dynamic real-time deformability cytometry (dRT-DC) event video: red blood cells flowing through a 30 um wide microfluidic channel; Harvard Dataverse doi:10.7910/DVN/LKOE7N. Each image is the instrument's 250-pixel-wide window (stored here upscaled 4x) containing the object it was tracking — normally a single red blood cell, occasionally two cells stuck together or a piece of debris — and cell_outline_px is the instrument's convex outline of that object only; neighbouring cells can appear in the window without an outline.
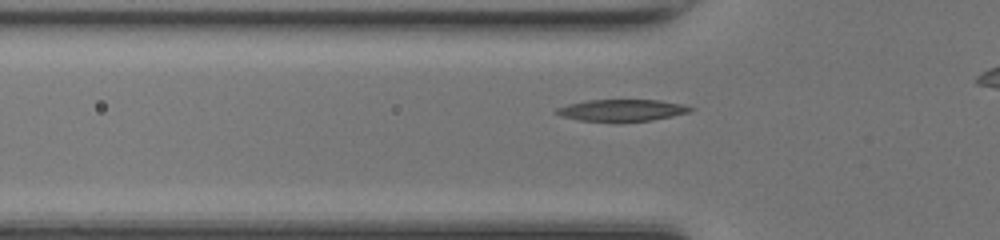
{"species": "common noctule bat (a hibernating species)", "species_latin": "Nyctalus noctula", "temperature_condition": "room temperature", "stored_images_in_passage": 30, "camera_frame_rate_fps": 3000, "um_per_image_px": 0.085, "animal": {"sex": "female", "body_mass_g": 17.0, "forearm_length_mm": 48.0}, "frame": {"image": 1, "passage_image": 6, "time_ms": 1.667, "image_size_px": [1000, 240], "cell_outline_px": [[692, 108], [688, 112], [672, 116], [652, 120], [580, 120], [560, 116], [556, 112], [556, 108], [568, 104], [588, 100], [660, 100], [680, 104]], "centroid_in_image_um": [52.82, 9.35], "position_along_channel_um": 73.0, "area_um2": 16.3}}
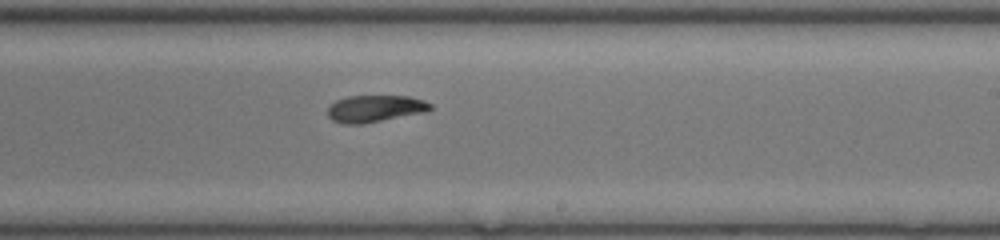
{"frame": {"image": 2, "passage_image": 19, "time_ms": 6.0, "image_size_px": [1000, 240], "cell_outline_px": [[432, 108], [424, 112], [360, 124], [344, 124], [332, 120], [328, 116], [328, 108], [336, 100], [348, 96], [408, 96], [424, 100], [432, 104]], "centroid_in_image_um": [31.86, 9.22], "position_along_channel_um": 257.1, "area_um2": 15.9}}
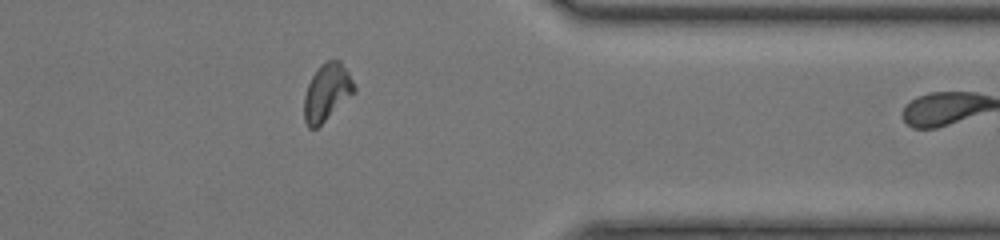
{"frame": {"image": 3, "passage_image": 29, "time_ms": 9.333, "image_size_px": [1000, 240], "cell_outline_px": [[356, 92], [316, 128], [308, 128], [304, 120], [304, 96], [308, 84], [316, 68], [320, 64], [328, 60], [340, 60], [348, 72], [356, 88]], "centroid_in_image_um": [27.78, 7.83], "position_along_channel_um": 383.6, "area_um2": 16.65}}